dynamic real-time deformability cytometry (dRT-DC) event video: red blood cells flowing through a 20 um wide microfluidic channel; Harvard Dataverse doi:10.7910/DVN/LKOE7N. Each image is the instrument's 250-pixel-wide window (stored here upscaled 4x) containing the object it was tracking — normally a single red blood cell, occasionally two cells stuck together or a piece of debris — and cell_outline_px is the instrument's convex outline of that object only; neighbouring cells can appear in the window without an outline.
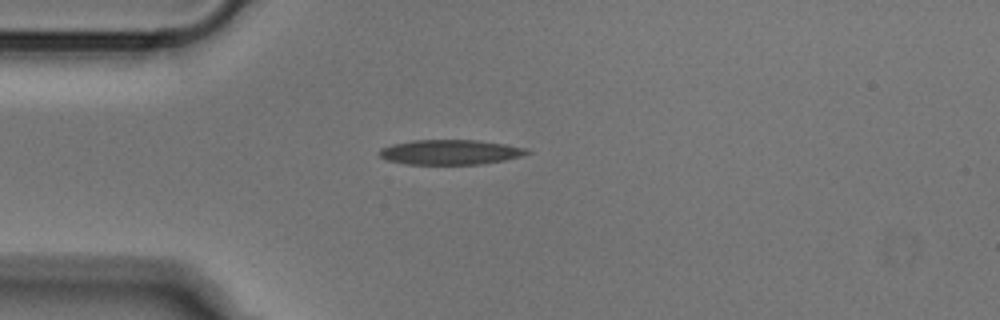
{"species": "Egyptian fruit bat (a non-hibernating species)", "species_latin": "Rousettus aegyptiacus", "temperature_condition": "cold", "stored_images_in_passage": 39, "camera_frame_rate_fps": 3000, "um_per_image_px": 0.085, "animal": {"sex": "male"}, "frame": {"image": 1, "passage_image": 1, "time_ms": 0.0, "image_size_px": [1000, 320], "cell_outline_px": [[532, 152], [520, 156], [504, 160], [480, 164], [404, 164], [388, 160], [380, 156], [376, 152], [380, 148], [392, 144], [412, 140], [476, 140], [504, 144], [528, 148]], "centroid_in_image_um": [38.24, 12.93], "position_along_channel_um": 46.8, "area_um2": 21.44}}
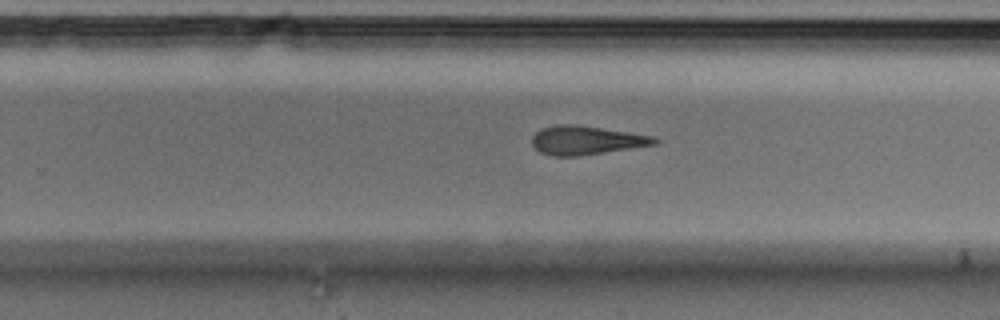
{"frame": {"image": 2, "passage_image": 20, "time_ms": 6.333, "image_size_px": [1000, 320], "cell_outline_px": [[660, 140], [656, 144], [576, 156], [552, 156], [540, 152], [532, 144], [532, 136], [540, 128], [556, 124], [576, 124], [628, 132], [652, 136]], "centroid_in_image_um": [49.77, 11.91], "position_along_channel_um": 280.0, "area_um2": 20.35}}
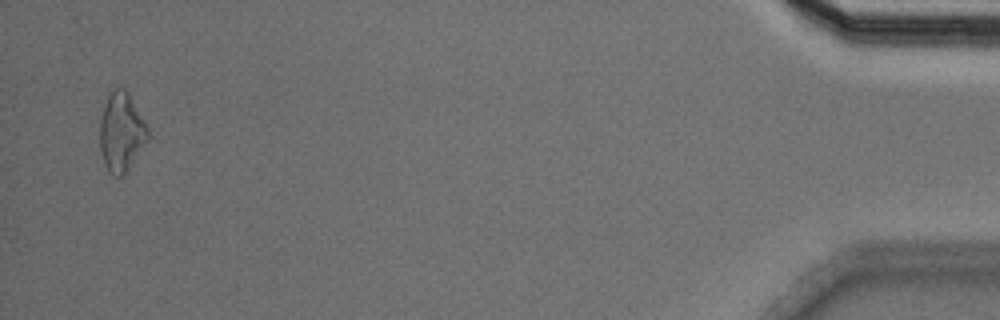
{"frame": {"image": 3, "passage_image": 38, "time_ms": 12.333, "image_size_px": [1000, 320], "cell_outline_px": [[148, 140], [124, 172], [120, 176], [112, 176], [108, 172], [104, 164], [100, 148], [100, 120], [108, 96], [116, 88], [124, 88], [128, 92], [148, 128]], "centroid_in_image_um": [10.3, 11.23], "position_along_channel_um": 424.9, "area_um2": 21.5}}